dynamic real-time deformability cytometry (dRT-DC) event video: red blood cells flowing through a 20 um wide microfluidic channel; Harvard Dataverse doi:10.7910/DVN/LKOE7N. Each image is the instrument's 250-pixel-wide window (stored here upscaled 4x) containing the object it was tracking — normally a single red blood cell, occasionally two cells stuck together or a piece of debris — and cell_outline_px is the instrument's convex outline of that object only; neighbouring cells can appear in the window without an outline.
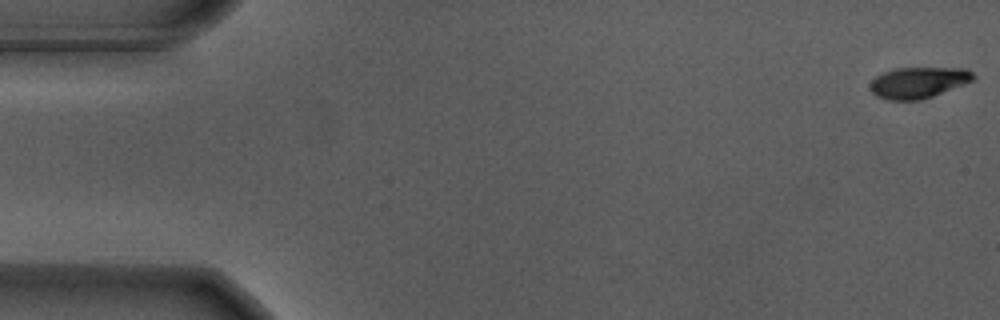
{"species": "Egyptian fruit bat (a non-hibernating species)", "species_latin": "Rousettus aegyptiacus", "temperature_condition": "warm", "stored_images_in_passage": 56, "camera_frame_rate_fps": 3000, "um_per_image_px": 0.085, "animal": {"sex": "male"}, "frame": {"image": 1, "passage_image": 1, "time_ms": 0.0, "image_size_px": [1000, 320], "cell_outline_px": [[976, 80], [932, 96], [920, 100], [888, 100], [876, 96], [868, 88], [872, 80], [876, 76], [884, 72], [896, 68], [968, 68], [976, 76]], "centroid_in_image_um": [78.08, 7.01], "position_along_channel_um": 6.9, "area_um2": 18.84}}
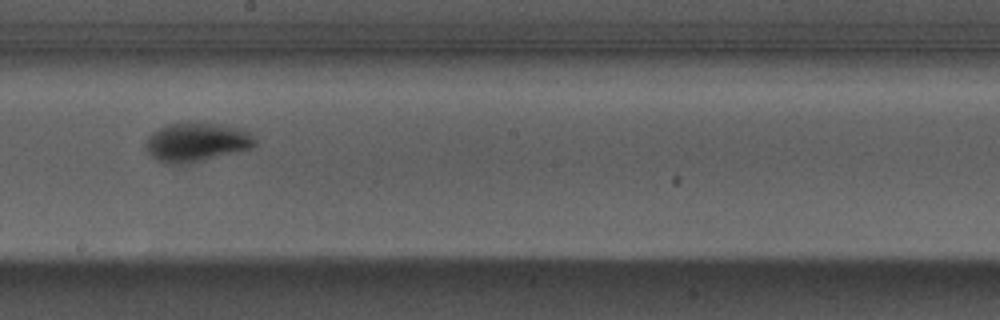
{"frame": {"image": 2, "passage_image": 31, "time_ms": 10.0, "image_size_px": [1000, 320], "cell_outline_px": [[256, 144], [252, 148], [236, 152], [200, 160], [176, 164], [172, 164], [156, 160], [148, 152], [144, 144], [148, 136], [152, 132], [168, 124], [184, 120], [224, 124], [240, 128], [248, 132], [256, 140]], "centroid_in_image_um": [16.69, 12.03], "position_along_channel_um": 231.5, "area_um2": 24.97}}
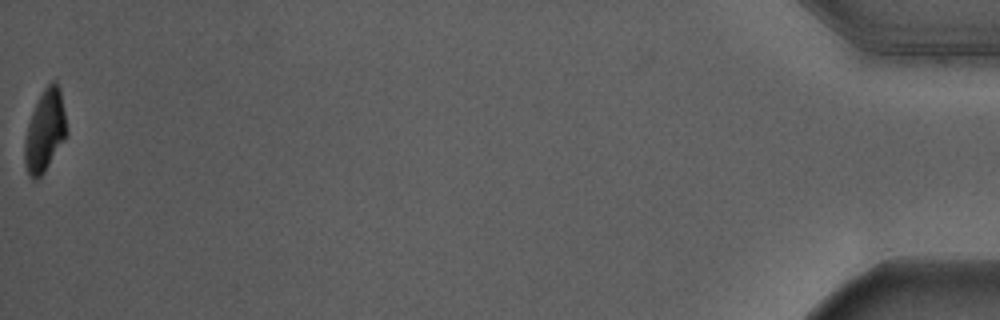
{"frame": {"image": 3, "passage_image": 56, "time_ms": 18.333, "image_size_px": [1000, 320], "cell_outline_px": [[68, 132], [64, 140], [44, 172], [36, 180], [32, 180], [28, 176], [24, 164], [24, 140], [28, 124], [32, 112], [44, 88], [52, 80], [56, 80], [60, 88]], "centroid_in_image_um": [3.81, 11.14], "position_along_channel_um": 431.4, "area_um2": 20.06}, "authors_computed_cell_mechanics": {"area_um2": 22.0507, "velocity_mm_per_s": 3.6928, "shape_relaxation_time_tau1_ms": 2.3505, "shape_relaxation_time_tau2_ms": null, "deformation_change_tau1": 0.1638, "deformation_change_tau2": null}}